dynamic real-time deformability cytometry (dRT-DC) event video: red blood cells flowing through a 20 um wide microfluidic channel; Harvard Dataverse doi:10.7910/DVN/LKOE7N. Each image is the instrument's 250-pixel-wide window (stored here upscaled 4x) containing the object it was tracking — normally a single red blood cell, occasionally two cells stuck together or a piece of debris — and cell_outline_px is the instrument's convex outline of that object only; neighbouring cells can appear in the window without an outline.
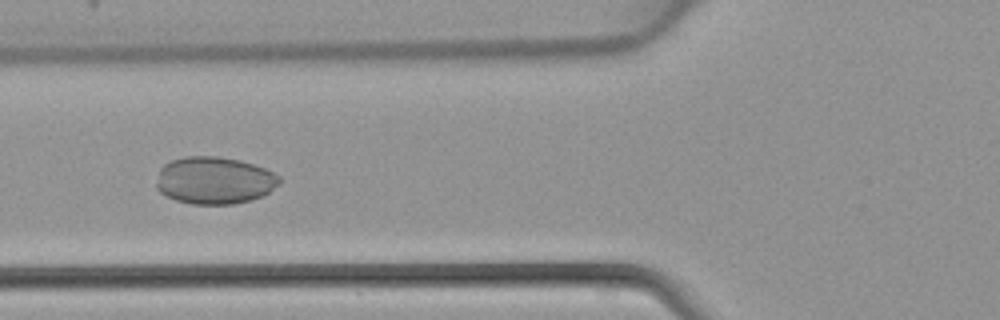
{"species": "common noctule bat (a hibernating species)", "species_latin": "Nyctalus noctula", "temperature_condition": "warm", "stored_images_in_passage": 44, "camera_frame_rate_fps": 3000, "um_per_image_px": 0.085, "animal": {"sex": "female", "body_mass_g": 22.7, "forearm_length_mm": 54.2}, "frame": {"image": 1, "passage_image": 17, "time_ms": 5.333, "image_size_px": [1000, 320], "cell_outline_px": [[280, 184], [268, 192], [252, 200], [232, 204], [192, 204], [176, 200], [160, 192], [156, 188], [156, 184], [160, 168], [164, 164], [172, 160], [184, 156], [220, 156], [240, 160], [264, 168], [280, 176]], "centroid_in_image_um": [18.22, 15.33], "position_along_channel_um": 107.6, "area_um2": 33.93}}
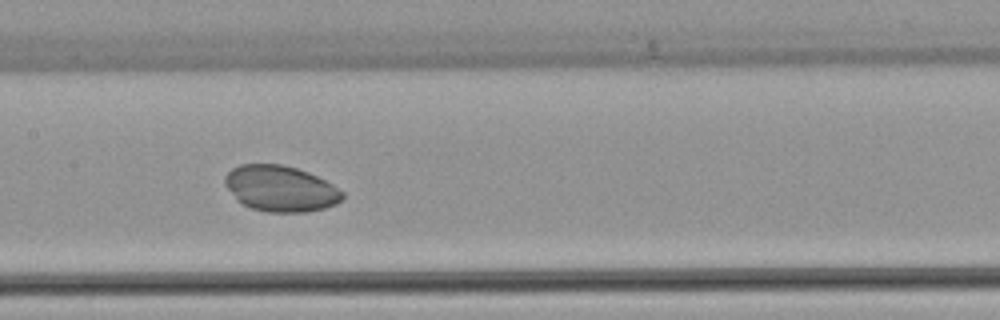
{"frame": {"image": 2, "passage_image": 22, "time_ms": 7.0, "image_size_px": [1000, 320], "cell_outline_px": [[344, 196], [336, 204], [324, 208], [304, 212], [268, 212], [252, 208], [236, 200], [224, 184], [224, 176], [232, 168], [240, 164], [280, 164], [296, 168], [308, 172], [332, 184], [344, 192]], "centroid_in_image_um": [23.82, 16.02], "position_along_channel_um": 183.6, "area_um2": 31.39}}
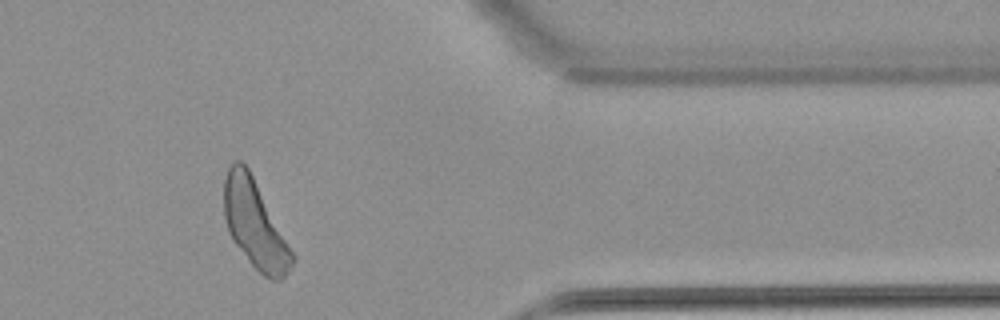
{"frame": {"image": 3, "passage_image": 37, "time_ms": 12.0, "image_size_px": [1000, 320], "cell_outline_px": [[296, 256], [292, 268], [280, 280], [272, 280], [264, 276], [248, 260], [232, 240], [228, 232], [224, 216], [224, 180], [228, 168], [236, 160], [240, 160], [248, 168]], "centroid_in_image_um": [21.67, 19.09], "position_along_channel_um": 389.7, "area_um2": 34.62}}